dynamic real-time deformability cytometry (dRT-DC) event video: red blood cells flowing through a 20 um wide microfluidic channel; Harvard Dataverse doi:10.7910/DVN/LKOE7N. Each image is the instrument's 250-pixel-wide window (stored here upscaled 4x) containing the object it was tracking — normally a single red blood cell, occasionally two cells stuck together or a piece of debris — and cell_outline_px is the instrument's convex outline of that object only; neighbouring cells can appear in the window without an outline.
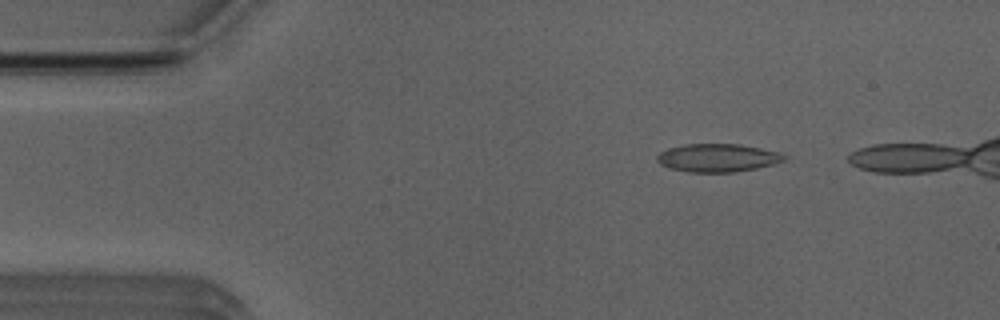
{"species": "Egyptian fruit bat (a non-hibernating species)", "species_latin": "Rousettus aegyptiacus", "temperature_condition": "room temperature", "stored_images_in_passage": 44, "camera_frame_rate_fps": 3000, "um_per_image_px": 0.085, "animal": {"sex": "male"}, "frame": {"image": 1, "passage_image": 7, "time_ms": 2.0, "image_size_px": [1000, 320], "cell_outline_px": [[788, 160], [756, 168], [736, 172], [688, 172], [668, 168], [660, 164], [656, 160], [656, 156], [660, 152], [668, 148], [684, 144], [740, 144], [760, 148], [776, 152], [788, 156]], "centroid_in_image_um": [60.98, 13.42], "position_along_channel_um": 24.0, "area_um2": 20.92}}
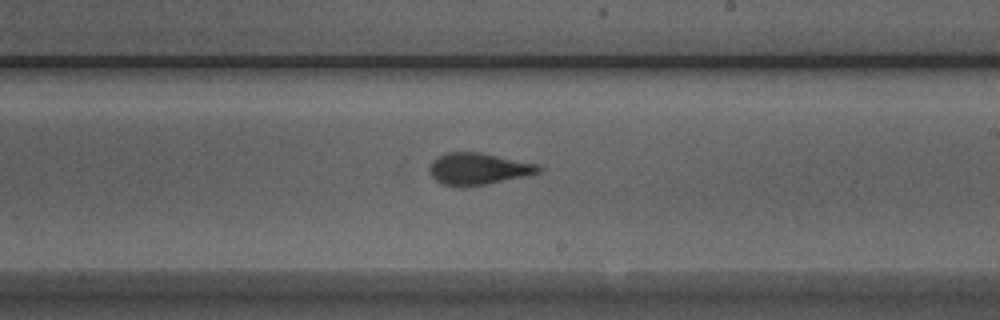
{"frame": {"image": 2, "passage_image": 29, "time_ms": 9.333, "image_size_px": [1000, 320], "cell_outline_px": [[544, 168], [540, 172], [528, 176], [488, 184], [464, 188], [460, 188], [444, 184], [436, 180], [432, 176], [428, 168], [432, 160], [436, 156], [448, 152], [480, 152], [536, 164]], "centroid_in_image_um": [40.64, 14.37], "position_along_channel_um": 248.4, "area_um2": 20.52}}
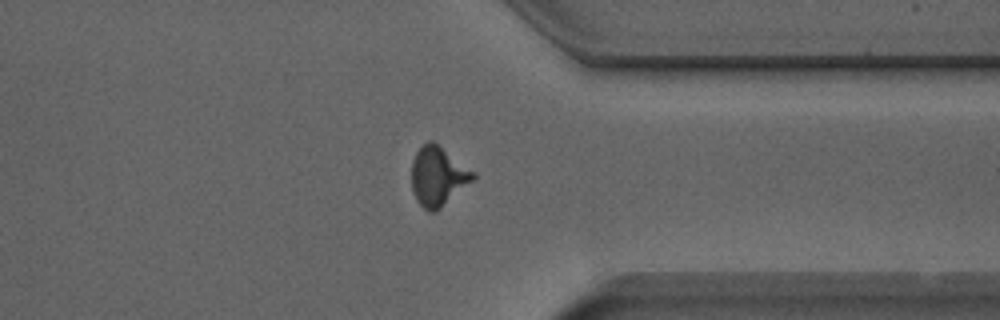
{"frame": {"image": 3, "passage_image": 39, "time_ms": 12.667, "image_size_px": [1000, 320], "cell_outline_px": [[476, 176], [472, 180], [436, 212], [428, 212], [416, 200], [412, 192], [412, 160], [416, 152], [428, 140], [432, 140], [476, 172]], "centroid_in_image_um": [37.21, 14.98], "position_along_channel_um": 374.2, "area_um2": 21.1}, "authors_computed_cell_mechanics": {"area_um2": 20.4034, "velocity_mm_per_s": 3.9451, "shape_relaxation_time_tau1_ms": 6.7038, "shape_relaxation_time_tau2_ms": 1.3172, "deformation_change_tau1": 0.1899, "deformation_change_tau2": 0.0802}}